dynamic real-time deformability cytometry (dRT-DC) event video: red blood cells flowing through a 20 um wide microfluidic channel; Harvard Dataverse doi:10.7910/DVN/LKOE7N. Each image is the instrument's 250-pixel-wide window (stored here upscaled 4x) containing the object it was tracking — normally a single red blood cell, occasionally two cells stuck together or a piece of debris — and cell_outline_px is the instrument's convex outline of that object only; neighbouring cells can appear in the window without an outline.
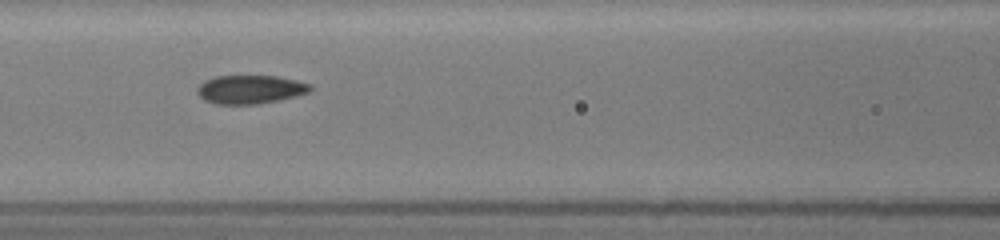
{"species": "common noctule bat (a hibernating species)", "species_latin": "Nyctalus noctula", "temperature_condition": "room temperature", "stored_images_in_passage": 17, "camera_frame_rate_fps": 3000, "um_per_image_px": 0.085, "animal": {"sex": "female", "body_mass_g": 19.5, "forearm_length_mm": 54.1}, "frame": {"image": 1, "passage_image": 6, "time_ms": 1.667, "image_size_px": [1000, 240], "cell_outline_px": [[312, 88], [308, 92], [296, 96], [260, 104], [216, 104], [204, 100], [196, 92], [196, 88], [204, 80], [216, 76], [276, 76], [296, 80], [312, 84]], "centroid_in_image_um": [21.25, 7.6], "position_along_channel_um": 145.3, "area_um2": 18.9}}
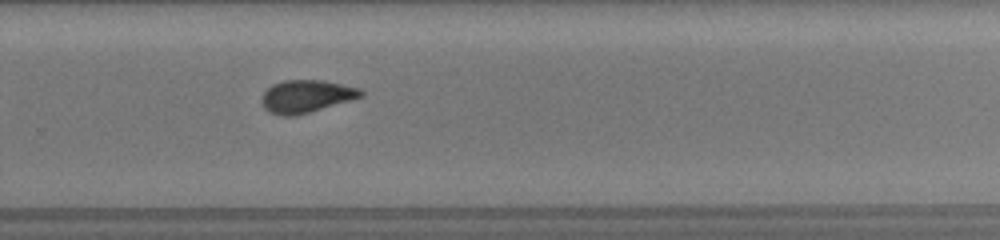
{"frame": {"image": 2, "passage_image": 17, "time_ms": 5.667, "image_size_px": [1000, 240], "cell_outline_px": [[364, 96], [296, 116], [280, 116], [268, 112], [264, 108], [260, 100], [264, 92], [272, 84], [284, 80], [324, 80], [360, 88], [364, 92]], "centroid_in_image_um": [26.01, 8.19], "position_along_channel_um": 303.8, "area_um2": 19.02}}